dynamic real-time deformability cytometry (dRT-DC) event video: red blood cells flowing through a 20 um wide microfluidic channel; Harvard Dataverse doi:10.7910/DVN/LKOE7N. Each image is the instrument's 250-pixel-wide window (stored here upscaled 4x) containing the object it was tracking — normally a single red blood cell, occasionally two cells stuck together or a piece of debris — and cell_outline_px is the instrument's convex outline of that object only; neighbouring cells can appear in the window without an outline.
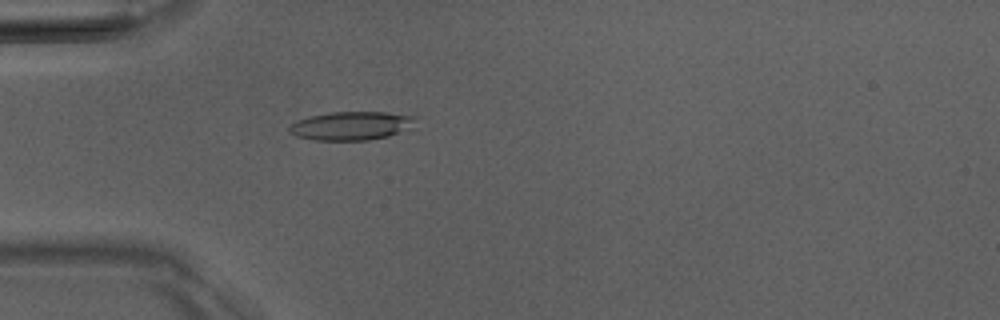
{"species": "Egyptian fruit bat (a non-hibernating species)", "species_latin": "Rousettus aegyptiacus", "temperature_condition": "room temperature", "stored_images_in_passage": 3, "camera_frame_rate_fps": 3000, "um_per_image_px": 0.085, "animal": {"sex": "male"}, "frame": {"image": 1, "passage_image": 3, "time_ms": 2.333, "image_size_px": [1000, 320], "cell_outline_px": [[416, 116], [412, 120], [396, 132], [388, 136], [368, 140], [316, 140], [296, 136], [288, 128], [296, 120], [312, 116], [332, 112], [384, 112]], "centroid_in_image_um": [29.73, 10.69], "position_along_channel_um": 55.3, "area_um2": 20.11}}